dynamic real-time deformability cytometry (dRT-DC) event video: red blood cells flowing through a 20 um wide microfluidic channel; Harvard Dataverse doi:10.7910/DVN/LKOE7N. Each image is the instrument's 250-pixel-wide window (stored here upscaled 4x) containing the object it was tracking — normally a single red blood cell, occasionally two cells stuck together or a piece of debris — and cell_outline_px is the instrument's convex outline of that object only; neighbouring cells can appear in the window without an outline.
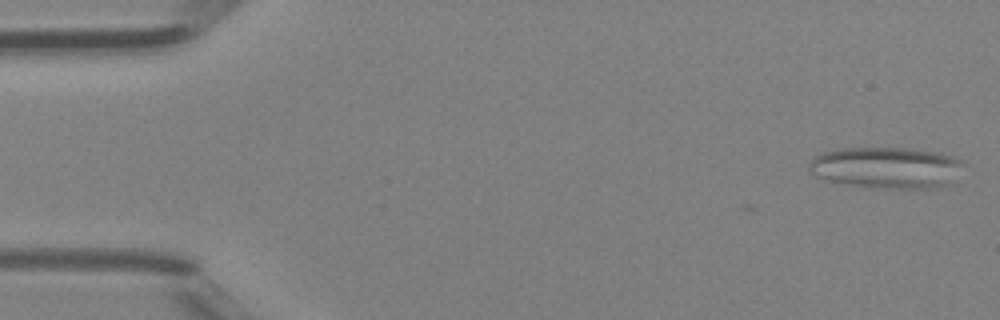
{"species": "Egyptian fruit bat (a non-hibernating species)", "species_latin": "Rousettus aegyptiacus", "temperature_condition": "room temperature", "stored_images_in_passage": 45, "camera_frame_rate_fps": 3000, "um_per_image_px": 0.085, "animal": {"sex": "female"}, "frame": {"image": 1, "passage_image": 1, "time_ms": 0.0, "image_size_px": [1000, 320], "cell_outline_px": [[964, 164], [948, 184], [944, 188], [860, 188], [828, 180], [816, 176], [808, 168], [808, 164], [816, 156], [824, 152], [836, 148], [912, 148], [940, 152], [964, 160]], "centroid_in_image_um": [75.36, 14.25], "position_along_channel_um": 9.6, "area_um2": 37.69}}
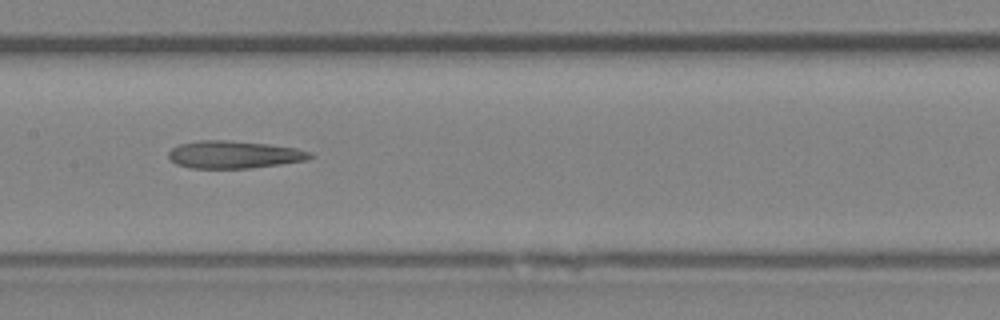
{"frame": {"image": 2, "passage_image": 23, "time_ms": 7.333, "image_size_px": [1000, 320], "cell_outline_px": [[312, 156], [308, 160], [252, 168], [188, 168], [176, 164], [168, 156], [168, 152], [172, 148], [180, 144], [200, 140], [228, 140], [268, 144], [296, 148], [312, 152]], "centroid_in_image_um": [19.89, 13.14], "position_along_channel_um": 187.5, "area_um2": 22.72}}
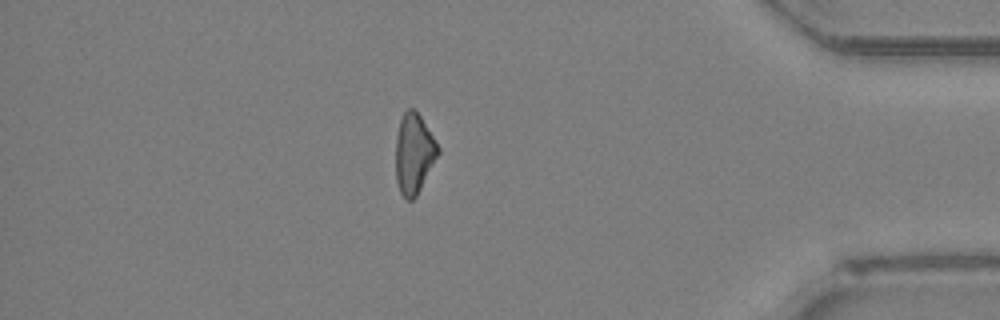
{"frame": {"image": 3, "passage_image": 39, "time_ms": 12.667, "image_size_px": [1000, 320], "cell_outline_px": [[440, 152], [416, 196], [412, 200], [404, 200], [400, 192], [396, 180], [396, 136], [400, 120], [404, 112], [408, 108], [412, 108], [420, 116], [440, 148]], "centroid_in_image_um": [35.17, 13.07], "position_along_channel_um": 400.0, "area_um2": 19.59}}